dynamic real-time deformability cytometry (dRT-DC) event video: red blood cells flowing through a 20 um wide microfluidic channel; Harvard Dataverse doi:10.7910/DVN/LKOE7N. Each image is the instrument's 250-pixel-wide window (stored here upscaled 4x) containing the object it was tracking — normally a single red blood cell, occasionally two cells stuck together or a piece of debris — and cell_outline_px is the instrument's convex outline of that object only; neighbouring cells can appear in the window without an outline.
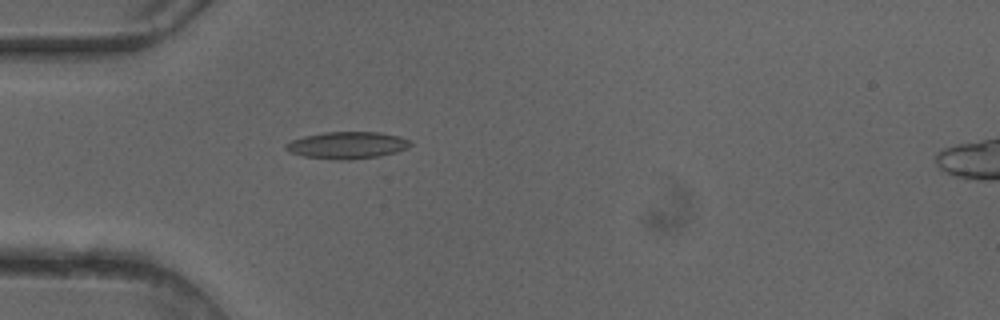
{"species": "common noctule bat (a hibernating species)", "species_latin": "Nyctalus noctula", "temperature_condition": "cold", "stored_images_in_passage": 50, "camera_frame_rate_fps": 3000, "um_per_image_px": 0.085, "animal": {"sex": "female"}, "frame": {"image": 1, "passage_image": 15, "time_ms": 4.667, "image_size_px": [1000, 320], "cell_outline_px": [[412, 144], [408, 148], [396, 152], [380, 156], [352, 160], [336, 160], [304, 156], [288, 152], [284, 148], [284, 144], [292, 140], [304, 136], [324, 132], [380, 132], [400, 136], [412, 140]], "centroid_in_image_um": [29.53, 12.34], "position_along_channel_um": 55.5, "area_um2": 19.88}}
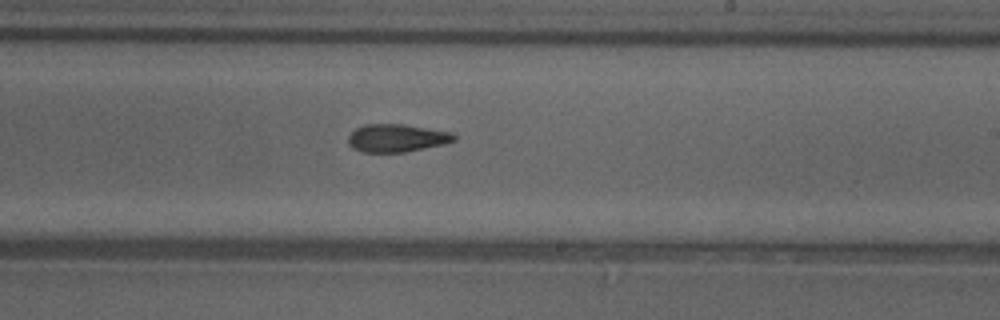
{"frame": {"image": 2, "passage_image": 30, "time_ms": 9.667, "image_size_px": [1000, 320], "cell_outline_px": [[456, 140], [444, 144], [404, 152], [364, 152], [352, 148], [348, 144], [348, 136], [356, 128], [364, 124], [404, 124], [452, 132], [456, 136]], "centroid_in_image_um": [33.72, 11.73], "position_along_channel_um": 255.3, "area_um2": 17.22}}
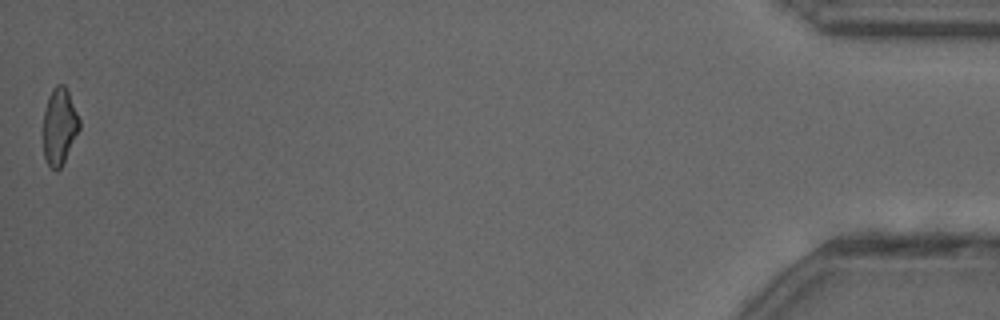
{"frame": {"image": 3, "passage_image": 50, "time_ms": 16.333, "image_size_px": [1000, 320], "cell_outline_px": [[80, 128], [60, 168], [56, 172], [48, 164], [44, 156], [40, 132], [44, 108], [48, 96], [52, 88], [56, 84], [64, 84], [68, 92], [80, 120]], "centroid_in_image_um": [4.98, 10.73], "position_along_channel_um": 430.2, "area_um2": 16.65}, "authors_computed_cell_mechanics": {"area_um2": 17.8891, "velocity_mm_per_s": 4.1085, "shape_relaxation_time_tau1_ms": 10.0408, "shape_relaxation_time_tau2_ms": 4.6573, "deformation_change_tau1": 0.194, "deformation_change_tau2": 0.142}}